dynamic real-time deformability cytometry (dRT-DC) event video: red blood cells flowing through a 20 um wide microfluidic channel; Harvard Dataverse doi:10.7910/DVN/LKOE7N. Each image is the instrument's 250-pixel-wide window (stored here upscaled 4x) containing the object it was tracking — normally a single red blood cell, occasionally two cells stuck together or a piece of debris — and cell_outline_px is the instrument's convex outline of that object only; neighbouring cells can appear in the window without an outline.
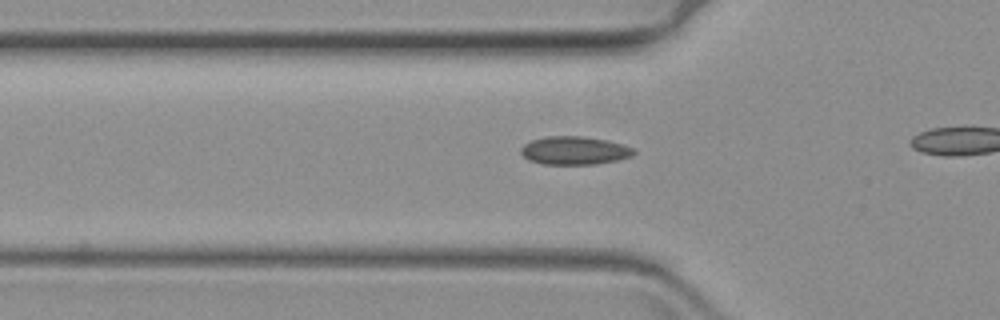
{"species": "common noctule bat (a hibernating species)", "species_latin": "Nyctalus noctula", "temperature_condition": "warm", "stored_images_in_passage": 29, "camera_frame_rate_fps": 3000, "um_per_image_px": 0.085, "animal": {"sex": "female", "body_mass_g": 19.3, "forearm_length_mm": 54.1}, "frame": {"image": 1, "passage_image": 15, "time_ms": 4.667, "image_size_px": [1000, 320], "cell_outline_px": [[636, 152], [632, 156], [616, 160], [596, 164], [544, 164], [528, 160], [520, 152], [520, 148], [524, 144], [532, 140], [548, 136], [584, 136], [608, 140], [624, 144], [632, 148]], "centroid_in_image_um": [48.83, 12.79], "position_along_channel_um": 77.0, "area_um2": 18.61}}
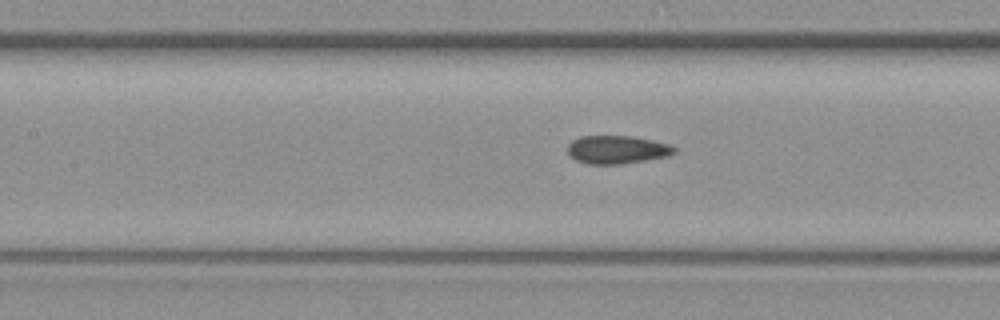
{"frame": {"image": 2, "passage_image": 22, "time_ms": 7.0, "image_size_px": [1000, 320], "cell_outline_px": [[676, 152], [668, 156], [624, 164], [588, 164], [576, 160], [568, 156], [568, 144], [572, 140], [580, 136], [632, 136], [652, 140], [668, 144], [676, 148]], "centroid_in_image_um": [52.42, 12.72], "position_along_channel_um": 155.0, "area_um2": 17.63}}
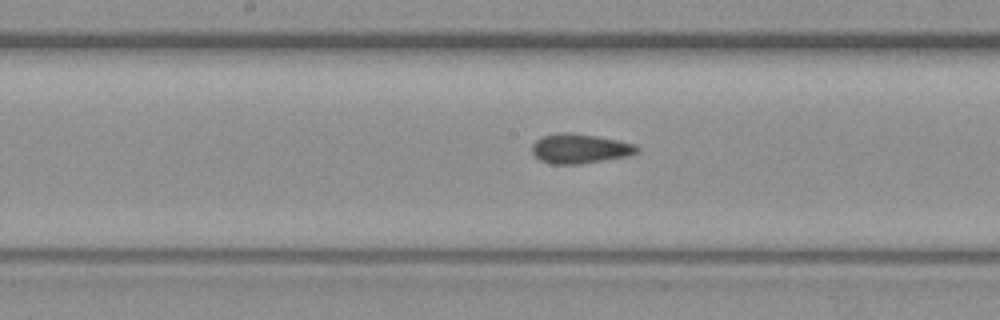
{"frame": {"image": 3, "passage_image": 26, "time_ms": 8.333, "image_size_px": [1000, 320], "cell_outline_px": [[640, 152], [632, 156], [580, 164], [552, 164], [540, 160], [532, 152], [532, 144], [536, 140], [544, 136], [560, 132], [572, 132], [596, 136], [636, 144], [640, 148]], "centroid_in_image_um": [49.34, 12.64], "position_along_channel_um": 198.9, "area_um2": 18.32}}